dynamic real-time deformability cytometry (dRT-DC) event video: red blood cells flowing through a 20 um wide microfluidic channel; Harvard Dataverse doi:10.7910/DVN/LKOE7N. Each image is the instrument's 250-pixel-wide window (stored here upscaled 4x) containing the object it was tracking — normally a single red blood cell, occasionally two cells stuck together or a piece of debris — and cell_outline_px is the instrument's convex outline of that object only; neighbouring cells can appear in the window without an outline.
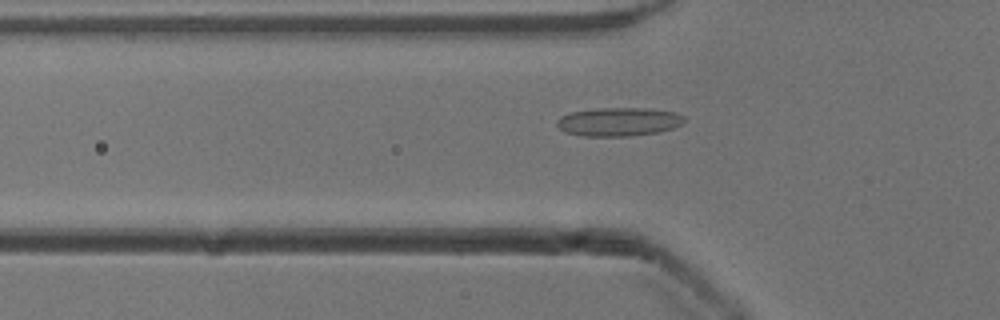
{"species": "common noctule bat (a hibernating species)", "species_latin": "Nyctalus noctula", "temperature_condition": "cold", "stored_images_in_passage": 52, "camera_frame_rate_fps": 3000, "um_per_image_px": 0.085, "animal": {"sex": "male", "body_mass_g": 13.3}, "frame": {"image": 1, "passage_image": 17, "time_ms": 5.333, "image_size_px": [1000, 320], "cell_outline_px": [[688, 120], [684, 124], [660, 132], [628, 136], [580, 136], [564, 132], [556, 124], [556, 120], [560, 116], [568, 112], [596, 108], [648, 108], [672, 112], [684, 116]], "centroid_in_image_um": [52.57, 10.35], "position_along_channel_um": 73.2, "area_um2": 21.56}}
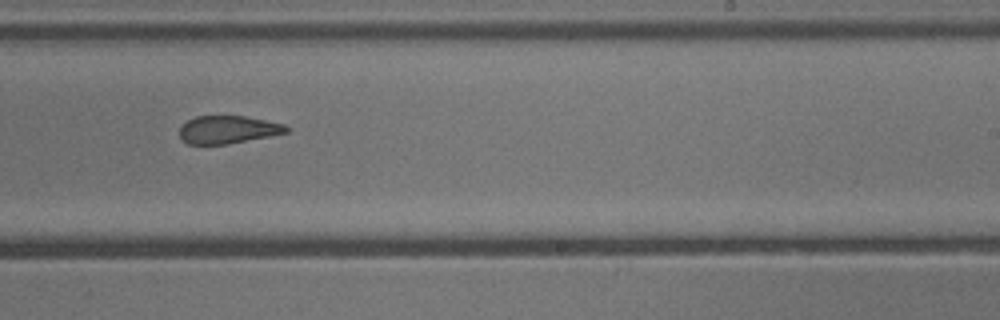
{"frame": {"image": 2, "passage_image": 32, "time_ms": 10.333, "image_size_px": [1000, 320], "cell_outline_px": [[292, 128], [288, 132], [228, 144], [188, 144], [180, 140], [180, 128], [188, 120], [196, 116], [244, 116], [284, 124]], "centroid_in_image_um": [19.37, 11.02], "position_along_channel_um": 269.6, "area_um2": 17.22}}
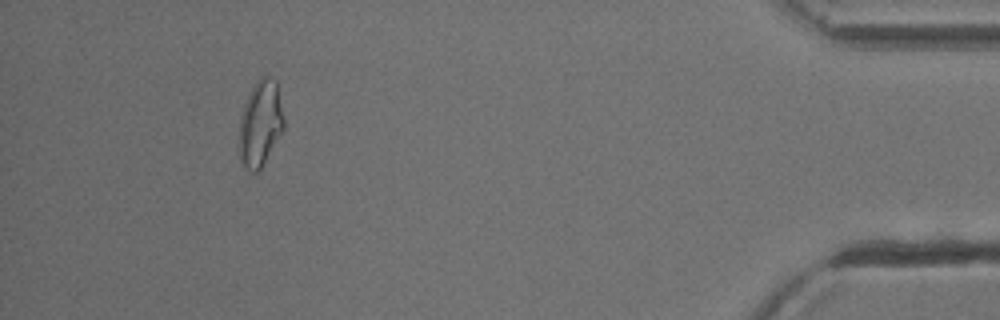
{"frame": {"image": 3, "passage_image": 48, "time_ms": 15.667, "image_size_px": [1000, 320], "cell_outline_px": [[284, 128], [260, 168], [256, 172], [252, 172], [244, 168], [240, 160], [240, 116], [244, 104], [252, 84], [260, 76], [268, 76], [276, 80], [284, 120]], "centroid_in_image_um": [22.12, 10.45], "position_along_channel_um": 413.1, "area_um2": 22.2}, "authors_computed_cell_mechanics": {"area_um2": 19.9121, "velocity_mm_per_s": 3.9119, "shape_relaxation_time_tau1_ms": 8.1688, "shape_relaxation_time_tau2_ms": 2.1777, "deformation_change_tau1": 0.1923, "deformation_change_tau2": 0.111}}